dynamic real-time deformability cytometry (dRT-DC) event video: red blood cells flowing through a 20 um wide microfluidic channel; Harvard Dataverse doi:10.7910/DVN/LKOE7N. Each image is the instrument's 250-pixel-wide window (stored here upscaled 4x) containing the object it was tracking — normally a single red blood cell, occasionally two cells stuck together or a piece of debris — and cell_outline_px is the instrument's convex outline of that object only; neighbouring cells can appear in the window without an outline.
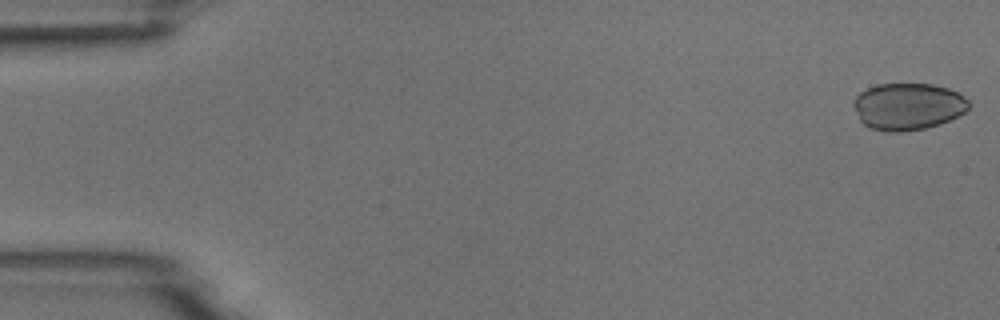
{"species": "common noctule bat (a hibernating species)", "species_latin": "Nyctalus noctula", "temperature_condition": "room temperature", "stored_images_in_passage": 5, "camera_frame_rate_fps": 3000, "um_per_image_px": 0.085, "animal": {"sex": "male", "body_mass_g": 18.8}, "frame": {"image": 1, "passage_image": 1, "time_ms": 0.0, "image_size_px": [1000, 320], "cell_outline_px": [[968, 108], [964, 112], [940, 124], [924, 128], [900, 132], [888, 132], [872, 128], [864, 124], [860, 120], [852, 104], [852, 100], [860, 92], [876, 84], [932, 84], [948, 88], [956, 92], [968, 100]], "centroid_in_image_um": [77.14, 9.04], "position_along_channel_um": 7.9, "area_um2": 31.33}}
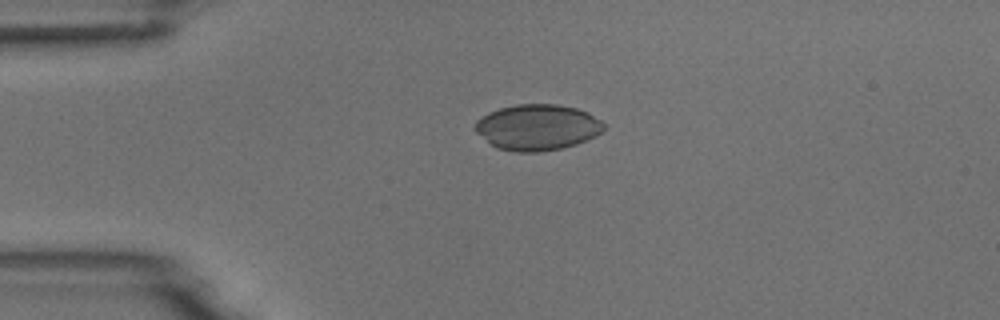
{"frame": {"image": 2, "passage_image": 4, "time_ms": 3.667, "image_size_px": [1000, 320], "cell_outline_px": [[604, 128], [596, 136], [588, 140], [576, 144], [560, 148], [540, 152], [516, 152], [496, 148], [476, 132], [472, 128], [476, 120], [488, 112], [500, 108], [516, 104], [556, 104], [576, 108], [588, 112], [600, 120], [604, 124]], "centroid_in_image_um": [45.65, 10.82], "position_along_channel_um": 39.4, "area_um2": 34.56}}